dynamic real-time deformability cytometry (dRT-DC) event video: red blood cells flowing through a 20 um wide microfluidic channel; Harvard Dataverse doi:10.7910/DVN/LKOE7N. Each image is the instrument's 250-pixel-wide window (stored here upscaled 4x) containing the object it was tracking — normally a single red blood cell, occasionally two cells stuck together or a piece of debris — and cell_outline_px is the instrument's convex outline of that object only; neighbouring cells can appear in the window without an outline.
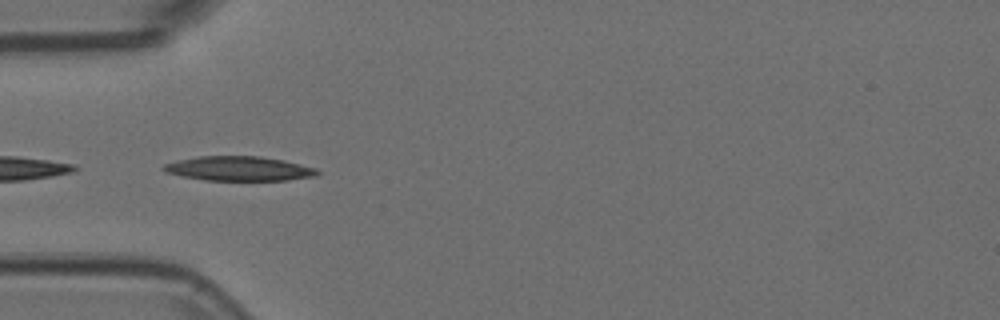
{"species": "Egyptian fruit bat (a non-hibernating species)", "species_latin": "Rousettus aegyptiacus", "temperature_condition": "room temperature", "stored_images_in_passage": 15, "camera_frame_rate_fps": 3000, "um_per_image_px": 0.085, "animal": {"sex": "female"}, "frame": {"image": 1, "passage_image": 1, "time_ms": 0.0, "image_size_px": [1000, 320], "cell_outline_px": [[320, 172], [316, 176], [288, 180], [204, 180], [164, 172], [160, 168], [164, 164], [176, 160], [200, 156], [260, 156], [284, 160], [316, 168]], "centroid_in_image_um": [20.3, 14.32], "position_along_channel_um": 64.7, "area_um2": 21.96}}